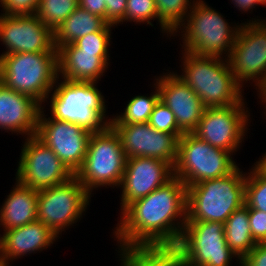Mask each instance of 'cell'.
<instances>
[{
  "label": "cell",
  "instance_id": "cell-1",
  "mask_svg": "<svg viewBox=\"0 0 266 266\" xmlns=\"http://www.w3.org/2000/svg\"><path fill=\"white\" fill-rule=\"evenodd\" d=\"M186 208L187 187L177 177L130 203L121 212L114 231L121 248L120 260H145L159 265L181 238Z\"/></svg>",
  "mask_w": 266,
  "mask_h": 266
},
{
  "label": "cell",
  "instance_id": "cell-2",
  "mask_svg": "<svg viewBox=\"0 0 266 266\" xmlns=\"http://www.w3.org/2000/svg\"><path fill=\"white\" fill-rule=\"evenodd\" d=\"M183 51L184 70L177 76L201 98L206 107H227L243 99L242 87L235 81L227 58Z\"/></svg>",
  "mask_w": 266,
  "mask_h": 266
},
{
  "label": "cell",
  "instance_id": "cell-3",
  "mask_svg": "<svg viewBox=\"0 0 266 266\" xmlns=\"http://www.w3.org/2000/svg\"><path fill=\"white\" fill-rule=\"evenodd\" d=\"M246 173L239 167L228 175L187 187L186 221L226 222L245 204Z\"/></svg>",
  "mask_w": 266,
  "mask_h": 266
},
{
  "label": "cell",
  "instance_id": "cell-4",
  "mask_svg": "<svg viewBox=\"0 0 266 266\" xmlns=\"http://www.w3.org/2000/svg\"><path fill=\"white\" fill-rule=\"evenodd\" d=\"M234 256L223 222L186 221L177 246L158 266H229Z\"/></svg>",
  "mask_w": 266,
  "mask_h": 266
},
{
  "label": "cell",
  "instance_id": "cell-5",
  "mask_svg": "<svg viewBox=\"0 0 266 266\" xmlns=\"http://www.w3.org/2000/svg\"><path fill=\"white\" fill-rule=\"evenodd\" d=\"M58 78V52L0 55V82L40 105L47 101Z\"/></svg>",
  "mask_w": 266,
  "mask_h": 266
},
{
  "label": "cell",
  "instance_id": "cell-6",
  "mask_svg": "<svg viewBox=\"0 0 266 266\" xmlns=\"http://www.w3.org/2000/svg\"><path fill=\"white\" fill-rule=\"evenodd\" d=\"M51 94V116L60 121L76 123L90 132L103 131L111 123L106 121L103 94L95 82L63 80L55 82Z\"/></svg>",
  "mask_w": 266,
  "mask_h": 266
},
{
  "label": "cell",
  "instance_id": "cell-7",
  "mask_svg": "<svg viewBox=\"0 0 266 266\" xmlns=\"http://www.w3.org/2000/svg\"><path fill=\"white\" fill-rule=\"evenodd\" d=\"M187 22V23H186ZM187 25V26H186ZM236 26V27H235ZM229 26L223 15L196 0L181 29L182 49L200 56L229 58L241 25ZM185 30V31H184Z\"/></svg>",
  "mask_w": 266,
  "mask_h": 266
},
{
  "label": "cell",
  "instance_id": "cell-8",
  "mask_svg": "<svg viewBox=\"0 0 266 266\" xmlns=\"http://www.w3.org/2000/svg\"><path fill=\"white\" fill-rule=\"evenodd\" d=\"M126 160L120 136L108 125L103 131L91 134L83 164L74 176L90 195L101 186L119 187Z\"/></svg>",
  "mask_w": 266,
  "mask_h": 266
},
{
  "label": "cell",
  "instance_id": "cell-9",
  "mask_svg": "<svg viewBox=\"0 0 266 266\" xmlns=\"http://www.w3.org/2000/svg\"><path fill=\"white\" fill-rule=\"evenodd\" d=\"M231 155V152L213 147L193 133H184L178 140L174 177L188 187L228 175L238 167Z\"/></svg>",
  "mask_w": 266,
  "mask_h": 266
},
{
  "label": "cell",
  "instance_id": "cell-10",
  "mask_svg": "<svg viewBox=\"0 0 266 266\" xmlns=\"http://www.w3.org/2000/svg\"><path fill=\"white\" fill-rule=\"evenodd\" d=\"M91 195L73 176L53 187L38 190L37 220L57 236L82 217Z\"/></svg>",
  "mask_w": 266,
  "mask_h": 266
},
{
  "label": "cell",
  "instance_id": "cell-11",
  "mask_svg": "<svg viewBox=\"0 0 266 266\" xmlns=\"http://www.w3.org/2000/svg\"><path fill=\"white\" fill-rule=\"evenodd\" d=\"M228 61L234 79L241 87L244 81L253 80L257 89L266 81L265 20L241 23Z\"/></svg>",
  "mask_w": 266,
  "mask_h": 266
},
{
  "label": "cell",
  "instance_id": "cell-12",
  "mask_svg": "<svg viewBox=\"0 0 266 266\" xmlns=\"http://www.w3.org/2000/svg\"><path fill=\"white\" fill-rule=\"evenodd\" d=\"M25 140L16 172L18 182L42 190L62 184L74 176L53 150L35 135Z\"/></svg>",
  "mask_w": 266,
  "mask_h": 266
},
{
  "label": "cell",
  "instance_id": "cell-13",
  "mask_svg": "<svg viewBox=\"0 0 266 266\" xmlns=\"http://www.w3.org/2000/svg\"><path fill=\"white\" fill-rule=\"evenodd\" d=\"M243 101L244 98L238 104L227 107H206L192 133L213 147L235 153L244 139L250 120Z\"/></svg>",
  "mask_w": 266,
  "mask_h": 266
},
{
  "label": "cell",
  "instance_id": "cell-14",
  "mask_svg": "<svg viewBox=\"0 0 266 266\" xmlns=\"http://www.w3.org/2000/svg\"><path fill=\"white\" fill-rule=\"evenodd\" d=\"M41 107L35 136L53 150L75 175L87 154L92 132L76 123L46 118Z\"/></svg>",
  "mask_w": 266,
  "mask_h": 266
},
{
  "label": "cell",
  "instance_id": "cell-15",
  "mask_svg": "<svg viewBox=\"0 0 266 266\" xmlns=\"http://www.w3.org/2000/svg\"><path fill=\"white\" fill-rule=\"evenodd\" d=\"M110 125L120 136L127 158H156L174 166L178 150L177 136L157 131L148 122Z\"/></svg>",
  "mask_w": 266,
  "mask_h": 266
},
{
  "label": "cell",
  "instance_id": "cell-16",
  "mask_svg": "<svg viewBox=\"0 0 266 266\" xmlns=\"http://www.w3.org/2000/svg\"><path fill=\"white\" fill-rule=\"evenodd\" d=\"M0 40L7 49L1 55L58 52L53 31L36 15H0Z\"/></svg>",
  "mask_w": 266,
  "mask_h": 266
},
{
  "label": "cell",
  "instance_id": "cell-17",
  "mask_svg": "<svg viewBox=\"0 0 266 266\" xmlns=\"http://www.w3.org/2000/svg\"><path fill=\"white\" fill-rule=\"evenodd\" d=\"M174 177L173 167L160 159L127 158L122 187L121 212L132 202L148 196Z\"/></svg>",
  "mask_w": 266,
  "mask_h": 266
},
{
  "label": "cell",
  "instance_id": "cell-18",
  "mask_svg": "<svg viewBox=\"0 0 266 266\" xmlns=\"http://www.w3.org/2000/svg\"><path fill=\"white\" fill-rule=\"evenodd\" d=\"M170 73L155 79L159 100L173 112L178 128L183 133H192L200 122L206 106L177 73Z\"/></svg>",
  "mask_w": 266,
  "mask_h": 266
},
{
  "label": "cell",
  "instance_id": "cell-19",
  "mask_svg": "<svg viewBox=\"0 0 266 266\" xmlns=\"http://www.w3.org/2000/svg\"><path fill=\"white\" fill-rule=\"evenodd\" d=\"M58 237L39 220L6 230L0 236V266H9L15 258L42 251L52 246Z\"/></svg>",
  "mask_w": 266,
  "mask_h": 266
},
{
  "label": "cell",
  "instance_id": "cell-20",
  "mask_svg": "<svg viewBox=\"0 0 266 266\" xmlns=\"http://www.w3.org/2000/svg\"><path fill=\"white\" fill-rule=\"evenodd\" d=\"M41 105L0 82V129L33 136L36 134Z\"/></svg>",
  "mask_w": 266,
  "mask_h": 266
},
{
  "label": "cell",
  "instance_id": "cell-21",
  "mask_svg": "<svg viewBox=\"0 0 266 266\" xmlns=\"http://www.w3.org/2000/svg\"><path fill=\"white\" fill-rule=\"evenodd\" d=\"M57 51L58 75L62 80L97 83L108 68L95 53L80 52L73 43L61 46Z\"/></svg>",
  "mask_w": 266,
  "mask_h": 266
},
{
  "label": "cell",
  "instance_id": "cell-22",
  "mask_svg": "<svg viewBox=\"0 0 266 266\" xmlns=\"http://www.w3.org/2000/svg\"><path fill=\"white\" fill-rule=\"evenodd\" d=\"M15 185L0 208V225L4 231L37 220L38 190L17 180Z\"/></svg>",
  "mask_w": 266,
  "mask_h": 266
},
{
  "label": "cell",
  "instance_id": "cell-23",
  "mask_svg": "<svg viewBox=\"0 0 266 266\" xmlns=\"http://www.w3.org/2000/svg\"><path fill=\"white\" fill-rule=\"evenodd\" d=\"M107 24L104 18L78 6L53 32L54 47L58 50L61 46L74 43L84 35L102 30Z\"/></svg>",
  "mask_w": 266,
  "mask_h": 266
},
{
  "label": "cell",
  "instance_id": "cell-24",
  "mask_svg": "<svg viewBox=\"0 0 266 266\" xmlns=\"http://www.w3.org/2000/svg\"><path fill=\"white\" fill-rule=\"evenodd\" d=\"M224 234L229 248L236 254L241 266V261L257 245L250 231L249 207L246 204L226 219Z\"/></svg>",
  "mask_w": 266,
  "mask_h": 266
},
{
  "label": "cell",
  "instance_id": "cell-25",
  "mask_svg": "<svg viewBox=\"0 0 266 266\" xmlns=\"http://www.w3.org/2000/svg\"><path fill=\"white\" fill-rule=\"evenodd\" d=\"M155 3L161 29L171 37V34L176 35L175 33L180 32L178 29L181 28L195 1L191 4L189 0H155Z\"/></svg>",
  "mask_w": 266,
  "mask_h": 266
},
{
  "label": "cell",
  "instance_id": "cell-26",
  "mask_svg": "<svg viewBox=\"0 0 266 266\" xmlns=\"http://www.w3.org/2000/svg\"><path fill=\"white\" fill-rule=\"evenodd\" d=\"M155 92L150 96H134L127 104L125 112L111 119L110 124L145 123L149 121L155 104L159 100L157 84Z\"/></svg>",
  "mask_w": 266,
  "mask_h": 266
},
{
  "label": "cell",
  "instance_id": "cell-27",
  "mask_svg": "<svg viewBox=\"0 0 266 266\" xmlns=\"http://www.w3.org/2000/svg\"><path fill=\"white\" fill-rule=\"evenodd\" d=\"M78 7V0H40L35 15L53 32Z\"/></svg>",
  "mask_w": 266,
  "mask_h": 266
},
{
  "label": "cell",
  "instance_id": "cell-28",
  "mask_svg": "<svg viewBox=\"0 0 266 266\" xmlns=\"http://www.w3.org/2000/svg\"><path fill=\"white\" fill-rule=\"evenodd\" d=\"M251 170L246 174L245 204L266 213V171L257 163Z\"/></svg>",
  "mask_w": 266,
  "mask_h": 266
},
{
  "label": "cell",
  "instance_id": "cell-29",
  "mask_svg": "<svg viewBox=\"0 0 266 266\" xmlns=\"http://www.w3.org/2000/svg\"><path fill=\"white\" fill-rule=\"evenodd\" d=\"M113 25L107 24L102 30L92 32L77 39L73 44L80 52L95 53L107 65H109V46L111 39V28Z\"/></svg>",
  "mask_w": 266,
  "mask_h": 266
},
{
  "label": "cell",
  "instance_id": "cell-30",
  "mask_svg": "<svg viewBox=\"0 0 266 266\" xmlns=\"http://www.w3.org/2000/svg\"><path fill=\"white\" fill-rule=\"evenodd\" d=\"M148 123L157 131L173 134L178 138L184 134L178 128L173 112L160 100L155 104Z\"/></svg>",
  "mask_w": 266,
  "mask_h": 266
},
{
  "label": "cell",
  "instance_id": "cell-31",
  "mask_svg": "<svg viewBox=\"0 0 266 266\" xmlns=\"http://www.w3.org/2000/svg\"><path fill=\"white\" fill-rule=\"evenodd\" d=\"M153 19L158 20L155 0H127L124 22L144 23L153 26Z\"/></svg>",
  "mask_w": 266,
  "mask_h": 266
},
{
  "label": "cell",
  "instance_id": "cell-32",
  "mask_svg": "<svg viewBox=\"0 0 266 266\" xmlns=\"http://www.w3.org/2000/svg\"><path fill=\"white\" fill-rule=\"evenodd\" d=\"M40 0H0L2 15L4 16H23L35 15Z\"/></svg>",
  "mask_w": 266,
  "mask_h": 266
},
{
  "label": "cell",
  "instance_id": "cell-33",
  "mask_svg": "<svg viewBox=\"0 0 266 266\" xmlns=\"http://www.w3.org/2000/svg\"><path fill=\"white\" fill-rule=\"evenodd\" d=\"M249 223L252 238L256 244L266 243V213L249 209Z\"/></svg>",
  "mask_w": 266,
  "mask_h": 266
},
{
  "label": "cell",
  "instance_id": "cell-34",
  "mask_svg": "<svg viewBox=\"0 0 266 266\" xmlns=\"http://www.w3.org/2000/svg\"><path fill=\"white\" fill-rule=\"evenodd\" d=\"M106 22L110 25L124 22L127 0H105Z\"/></svg>",
  "mask_w": 266,
  "mask_h": 266
},
{
  "label": "cell",
  "instance_id": "cell-35",
  "mask_svg": "<svg viewBox=\"0 0 266 266\" xmlns=\"http://www.w3.org/2000/svg\"><path fill=\"white\" fill-rule=\"evenodd\" d=\"M241 266H266V243L257 244L241 261Z\"/></svg>",
  "mask_w": 266,
  "mask_h": 266
},
{
  "label": "cell",
  "instance_id": "cell-36",
  "mask_svg": "<svg viewBox=\"0 0 266 266\" xmlns=\"http://www.w3.org/2000/svg\"><path fill=\"white\" fill-rule=\"evenodd\" d=\"M78 6L92 14L104 18L106 21L105 0H78Z\"/></svg>",
  "mask_w": 266,
  "mask_h": 266
},
{
  "label": "cell",
  "instance_id": "cell-37",
  "mask_svg": "<svg viewBox=\"0 0 266 266\" xmlns=\"http://www.w3.org/2000/svg\"><path fill=\"white\" fill-rule=\"evenodd\" d=\"M238 10H242L244 12L253 9L254 6L258 4L257 0H231Z\"/></svg>",
  "mask_w": 266,
  "mask_h": 266
},
{
  "label": "cell",
  "instance_id": "cell-38",
  "mask_svg": "<svg viewBox=\"0 0 266 266\" xmlns=\"http://www.w3.org/2000/svg\"><path fill=\"white\" fill-rule=\"evenodd\" d=\"M121 266H158L157 264L145 260L122 259Z\"/></svg>",
  "mask_w": 266,
  "mask_h": 266
},
{
  "label": "cell",
  "instance_id": "cell-39",
  "mask_svg": "<svg viewBox=\"0 0 266 266\" xmlns=\"http://www.w3.org/2000/svg\"><path fill=\"white\" fill-rule=\"evenodd\" d=\"M259 97L262 99V103L266 104V81L258 88ZM266 108V106H265ZM266 114V113H265Z\"/></svg>",
  "mask_w": 266,
  "mask_h": 266
},
{
  "label": "cell",
  "instance_id": "cell-40",
  "mask_svg": "<svg viewBox=\"0 0 266 266\" xmlns=\"http://www.w3.org/2000/svg\"><path fill=\"white\" fill-rule=\"evenodd\" d=\"M255 163H257L260 167H262L266 171V153L264 154V156H262V158L258 162Z\"/></svg>",
  "mask_w": 266,
  "mask_h": 266
},
{
  "label": "cell",
  "instance_id": "cell-41",
  "mask_svg": "<svg viewBox=\"0 0 266 266\" xmlns=\"http://www.w3.org/2000/svg\"><path fill=\"white\" fill-rule=\"evenodd\" d=\"M258 4L265 5L266 6V0H257Z\"/></svg>",
  "mask_w": 266,
  "mask_h": 266
}]
</instances>
